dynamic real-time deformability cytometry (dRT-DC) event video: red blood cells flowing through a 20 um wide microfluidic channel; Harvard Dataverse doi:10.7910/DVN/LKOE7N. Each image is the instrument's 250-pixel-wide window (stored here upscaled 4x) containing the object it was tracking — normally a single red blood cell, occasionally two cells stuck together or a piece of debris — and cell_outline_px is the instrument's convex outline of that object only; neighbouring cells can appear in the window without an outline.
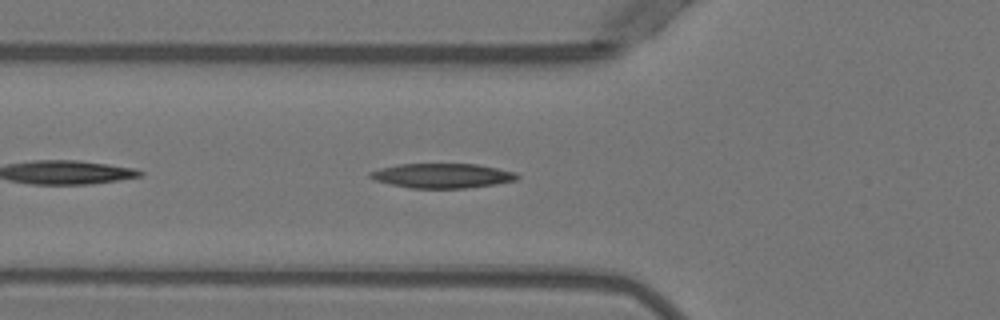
{"species": "Egyptian fruit bat (a non-hibernating species)", "species_latin": "Rousettus aegyptiacus", "temperature_condition": "warm", "stored_images_in_passage": 36, "camera_frame_rate_fps": 3000, "um_per_image_px": 0.085, "animal": {"sex": "female"}, "frame": {"image": 1, "passage_image": 4, "time_ms": 1.0, "image_size_px": [1000, 320], "cell_outline_px": [[520, 176], [516, 180], [496, 184], [464, 188], [412, 188], [372, 180], [368, 176], [368, 172], [380, 168], [400, 164], [476, 164], [516, 172]], "centroid_in_image_um": [37.57, 14.93], "position_along_channel_um": 88.2, "area_um2": 21.04}}
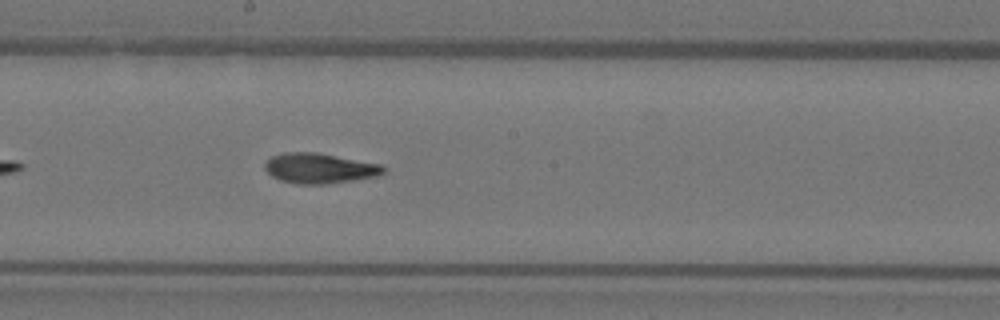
{"frame": {"image": 2, "passage_image": 14, "time_ms": 4.333, "image_size_px": [1000, 320], "cell_outline_px": [[384, 172], [380, 176], [356, 180], [324, 184], [300, 184], [280, 180], [272, 176], [264, 168], [264, 164], [272, 156], [284, 152], [316, 152], [380, 164], [384, 168]], "centroid_in_image_um": [27.16, 14.3], "position_along_channel_um": 221.0, "area_um2": 20.81}}
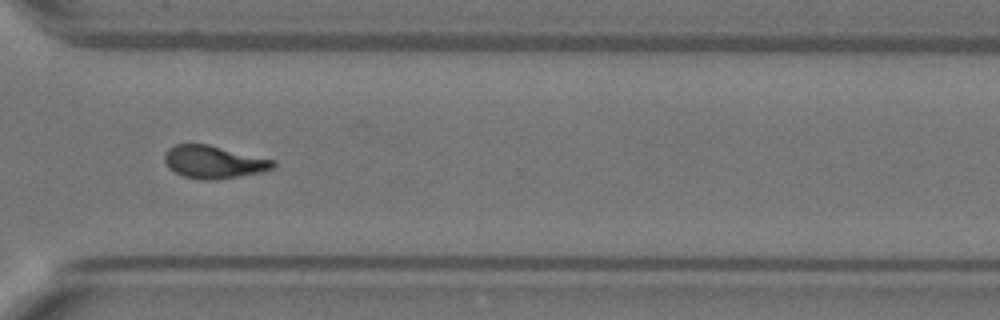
{"frame": {"image": 3, "passage_image": 24, "time_ms": 7.667, "image_size_px": [1000, 320], "cell_outline_px": [[276, 168], [264, 172], [216, 180], [200, 180], [184, 176], [168, 168], [164, 160], [164, 156], [168, 148], [176, 144], [208, 144], [276, 160]], "centroid_in_image_um": [18.21, 13.78], "position_along_channel_um": 352.4, "area_um2": 20.98}, "authors_computed_cell_mechanics": {"area_um2": 20.4323, "velocity_mm_per_s": 3.9646, "shape_relaxation_time_tau1_ms": 5.9194, "shape_relaxation_time_tau2_ms": 3.0603, "deformation_change_tau1": 0.2235, "deformation_change_tau2": 0.108}}